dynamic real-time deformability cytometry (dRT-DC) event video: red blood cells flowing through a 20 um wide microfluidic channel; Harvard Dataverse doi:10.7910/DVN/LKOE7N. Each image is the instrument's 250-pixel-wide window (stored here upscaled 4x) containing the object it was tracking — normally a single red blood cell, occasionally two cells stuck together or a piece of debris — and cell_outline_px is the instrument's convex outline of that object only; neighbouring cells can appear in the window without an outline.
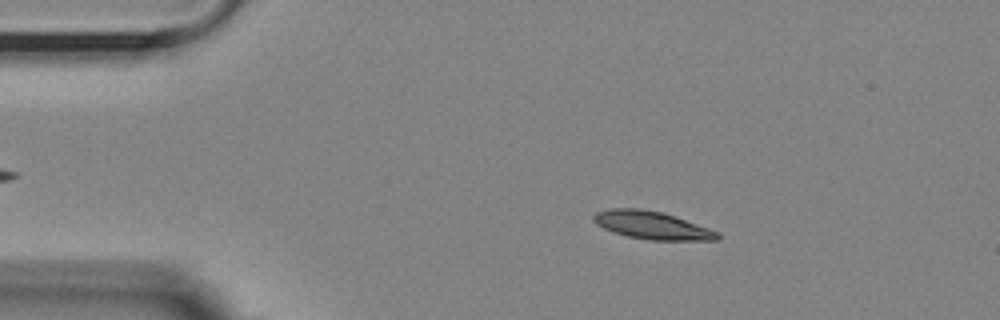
{"species": "Egyptian fruit bat (a non-hibernating species)", "species_latin": "Rousettus aegyptiacus", "temperature_condition": "room temperature", "stored_images_in_passage": 54, "camera_frame_rate_fps": 3000, "um_per_image_px": 0.085, "animal": {"sex": "female"}, "frame": {"image": 1, "passage_image": 9, "time_ms": 2.667, "image_size_px": [1000, 320], "cell_outline_px": [[720, 240], [648, 240], [628, 236], [604, 228], [596, 224], [592, 220], [592, 216], [596, 212], [612, 208], [640, 208], [660, 212], [720, 232]], "centroid_in_image_um": [55.4, 19.15], "position_along_channel_um": 29.6, "area_um2": 19.83}}
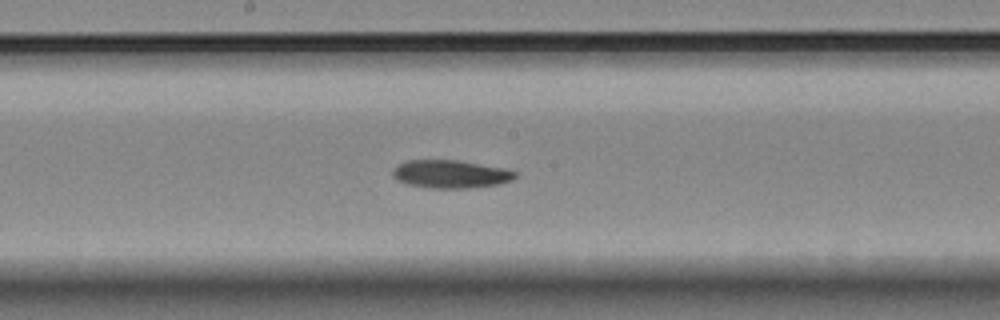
{"frame": {"image": 2, "passage_image": 28, "time_ms": 9.0, "image_size_px": [1000, 320], "cell_outline_px": [[516, 176], [512, 180], [500, 184], [472, 188], [432, 188], [408, 184], [396, 180], [392, 176], [392, 168], [408, 160], [456, 160], [504, 168], [516, 172]], "centroid_in_image_um": [38.29, 14.8], "position_along_channel_um": 209.9, "area_um2": 20.0}}
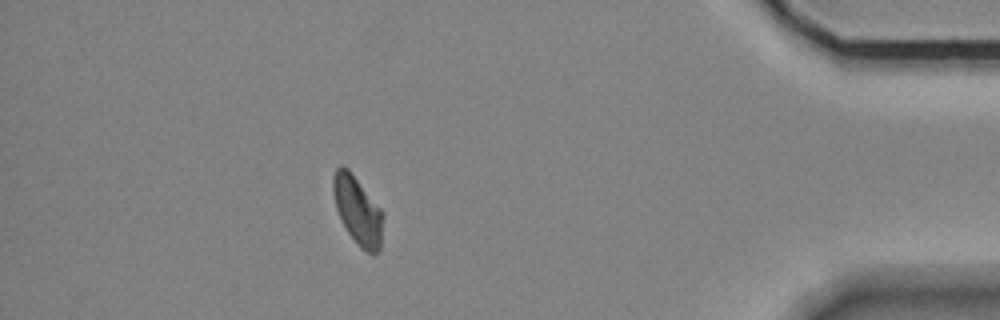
{"frame": {"image": 3, "passage_image": 48, "time_ms": 15.667, "image_size_px": [1000, 320], "cell_outline_px": [[384, 216], [380, 252], [364, 252], [356, 244], [348, 232], [336, 208], [332, 188], [332, 180], [336, 168], [340, 164], [348, 168], [380, 208]], "centroid_in_image_um": [30.41, 17.9], "position_along_channel_um": 404.8, "area_um2": 19.77}}